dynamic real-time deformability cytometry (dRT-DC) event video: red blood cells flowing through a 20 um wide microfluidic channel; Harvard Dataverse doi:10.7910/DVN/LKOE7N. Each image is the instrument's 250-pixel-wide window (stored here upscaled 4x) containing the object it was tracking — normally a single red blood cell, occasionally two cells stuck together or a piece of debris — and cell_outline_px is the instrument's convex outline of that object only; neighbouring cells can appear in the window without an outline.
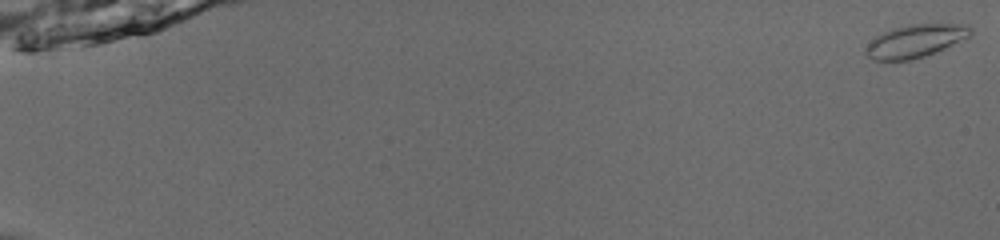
{"species": "common noctule bat (a hibernating species)", "species_latin": "Nyctalus noctula", "temperature_condition": "room temperature", "stored_images_in_passage": 54, "camera_frame_rate_fps": 3000, "um_per_image_px": 0.085, "animal": {"sex": "male", "body_mass_g": 13.0, "forearm_length_mm": 53.1}, "frame": {"image": 1, "passage_image": 1, "time_ms": 0.0, "image_size_px": [1000, 240], "cell_outline_px": [[972, 36], [944, 48], [924, 56], [912, 60], [872, 60], [864, 52], [864, 48], [876, 36], [892, 28], [908, 24], [968, 24], [972, 28]], "centroid_in_image_um": [77.82, 3.47], "position_along_channel_um": 7.2, "area_um2": 20.11}}
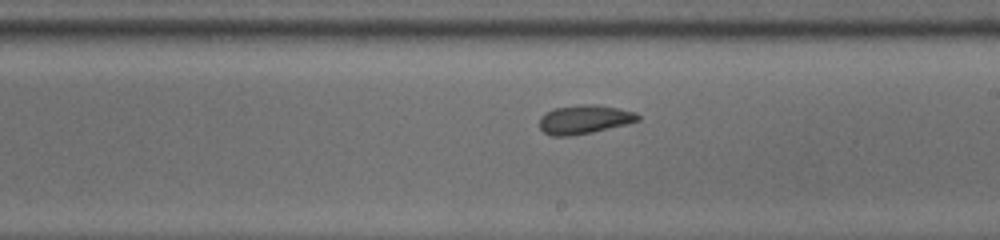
{"frame": {"image": 2, "passage_image": 34, "time_ms": 11.0, "image_size_px": [1000, 240], "cell_outline_px": [[640, 120], [628, 124], [592, 132], [572, 136], [552, 136], [544, 132], [540, 128], [540, 116], [544, 112], [556, 108], [584, 104], [596, 104], [636, 112], [640, 116]], "centroid_in_image_um": [49.67, 10.15], "position_along_channel_um": 239.3, "area_um2": 16.59}}
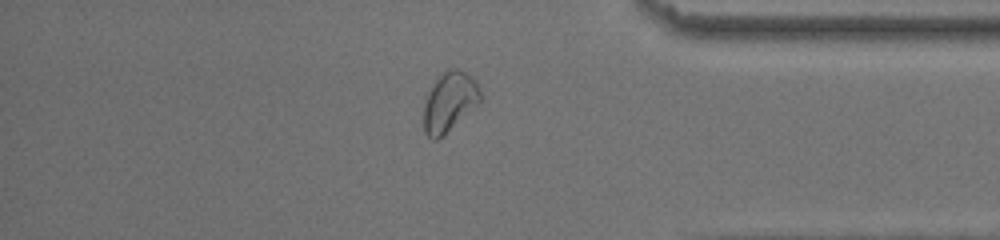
{"frame": {"image": 3, "passage_image": 47, "time_ms": 15.333, "image_size_px": [1000, 240], "cell_outline_px": [[484, 96], [480, 104], [436, 140], [432, 140], [424, 132], [424, 104], [428, 92], [436, 80], [444, 72], [456, 68], [460, 68], [472, 76], [476, 80]], "centroid_in_image_um": [38.26, 8.64], "position_along_channel_um": 396.9, "area_um2": 19.77}, "authors_computed_cell_mechanics": {"area_um2": 17.8891, "velocity_mm_per_s": 3.9305, "shape_relaxation_time_tau1_ms": 2.732, "shape_relaxation_time_tau2_ms": 1.5825, "deformation_change_tau1": 0.0913, "deformation_change_tau2": 0.0605}}